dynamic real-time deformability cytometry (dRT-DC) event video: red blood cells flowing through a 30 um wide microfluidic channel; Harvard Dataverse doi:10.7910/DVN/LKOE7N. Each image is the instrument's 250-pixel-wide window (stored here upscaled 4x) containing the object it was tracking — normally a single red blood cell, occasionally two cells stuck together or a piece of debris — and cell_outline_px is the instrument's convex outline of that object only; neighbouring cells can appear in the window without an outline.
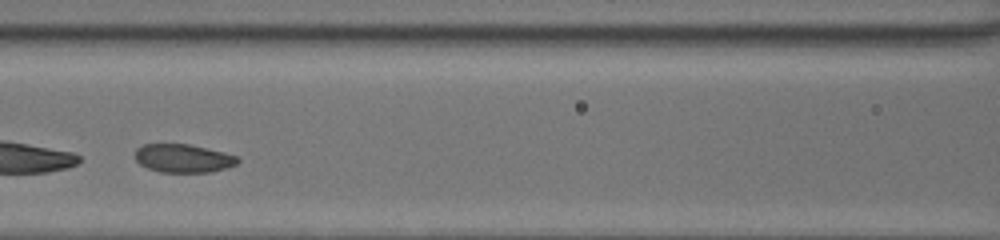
{"species": "common noctule bat (a hibernating species)", "species_latin": "Nyctalus noctula", "temperature_condition": "room temperature", "stored_images_in_passage": 25, "camera_frame_rate_fps": 3000, "um_per_image_px": 0.085, "animal": {"sex": "female", "body_mass_g": 20.0, "forearm_length_mm": 54.0}, "frame": {"image": 1, "passage_image": 8, "time_ms": 2.333, "image_size_px": [1000, 240], "cell_outline_px": [[240, 160], [236, 164], [212, 172], [160, 172], [148, 168], [140, 164], [136, 160], [136, 148], [144, 144], [188, 144], [224, 152], [236, 156]], "centroid_in_image_um": [15.56, 13.45], "position_along_channel_um": 151.0, "area_um2": 16.82}}
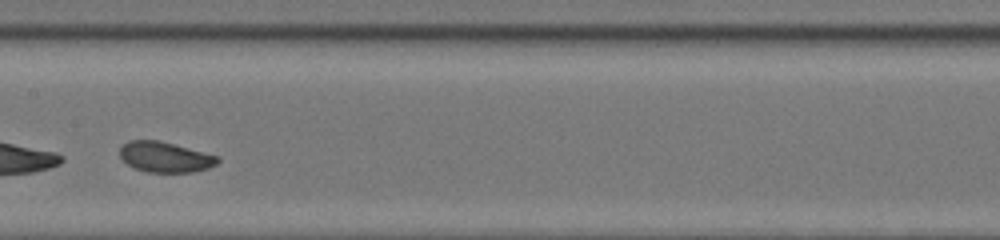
{"frame": {"image": 2, "passage_image": 11, "time_ms": 3.333, "image_size_px": [1000, 240], "cell_outline_px": [[220, 160], [216, 164], [208, 168], [192, 172], [148, 172], [136, 168], [128, 164], [120, 156], [120, 148], [128, 140], [160, 140], [220, 156]], "centroid_in_image_um": [14.07, 13.33], "position_along_channel_um": 193.3, "area_um2": 17.34}, "authors_computed_cell_mechanics": {"area_um2": 17.5712, "velocity_mm_per_s": 4.2469, "shape_relaxation_time_tau1_ms": 8.6343, "shape_relaxation_time_tau2_ms": 3.5055, "deformation_change_tau1": 0.1618, "deformation_change_tau2": 0.095}}